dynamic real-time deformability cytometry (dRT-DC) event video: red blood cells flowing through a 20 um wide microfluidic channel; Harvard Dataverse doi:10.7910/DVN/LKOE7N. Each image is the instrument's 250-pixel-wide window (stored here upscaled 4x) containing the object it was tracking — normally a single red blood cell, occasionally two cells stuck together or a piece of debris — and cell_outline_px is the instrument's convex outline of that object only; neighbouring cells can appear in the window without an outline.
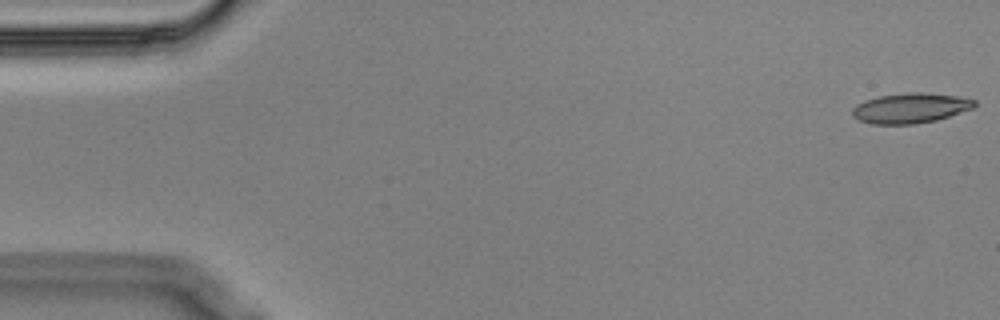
{"species": "Egyptian fruit bat (a non-hibernating species)", "species_latin": "Rousettus aegyptiacus", "temperature_condition": "cold", "stored_images_in_passage": 7, "camera_frame_rate_fps": 3000, "um_per_image_px": 0.085, "animal": {"sex": "male"}, "frame": {"image": 1, "passage_image": 1, "time_ms": 0.0, "image_size_px": [1000, 320], "cell_outline_px": [[976, 104], [972, 108], [936, 120], [912, 124], [872, 124], [860, 120], [852, 116], [852, 108], [856, 104], [864, 100], [880, 96], [908, 92], [924, 92], [956, 96], [976, 100]], "centroid_in_image_um": [77.35, 9.18], "position_along_channel_um": 7.7, "area_um2": 21.27}}